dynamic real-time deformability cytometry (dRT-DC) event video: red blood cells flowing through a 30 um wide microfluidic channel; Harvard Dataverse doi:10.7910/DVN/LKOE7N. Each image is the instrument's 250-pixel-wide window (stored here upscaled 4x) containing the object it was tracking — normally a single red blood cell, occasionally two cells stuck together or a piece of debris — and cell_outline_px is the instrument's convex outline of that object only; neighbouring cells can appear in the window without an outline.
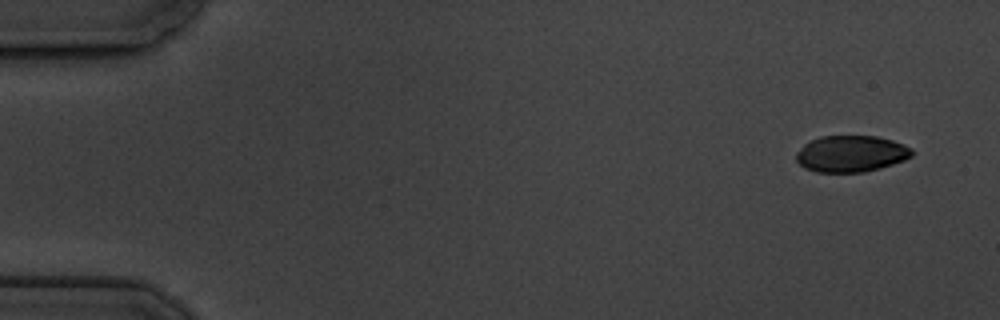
{"species": "common noctule bat (a hibernating species)", "species_latin": "Nyctalus noctula", "temperature_condition": "cold", "stored_images_in_passage": 6, "camera_frame_rate_fps": 3000, "um_per_image_px": 0.085, "animal": {"sex": "male", "body_mass_g": 19.5, "forearm_length_mm": 54.6}, "frame": {"image": 1, "passage_image": 1, "time_ms": 0.0, "image_size_px": [1000, 320], "cell_outline_px": [[912, 156], [904, 160], [880, 168], [864, 172], [816, 172], [804, 168], [796, 160], [796, 152], [804, 144], [820, 136], [876, 136], [892, 140], [904, 144], [912, 148]], "centroid_in_image_um": [72.33, 13.07], "position_along_channel_um": 12.7, "area_um2": 24.62}}
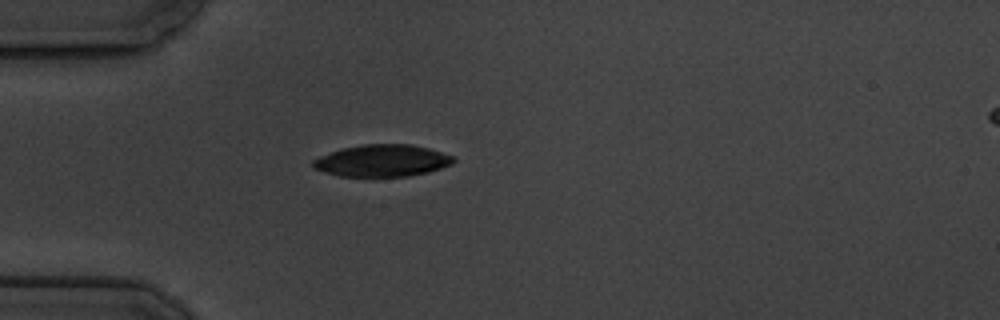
{"frame": {"image": 2, "passage_image": 5, "time_ms": 4.333, "image_size_px": [1000, 320], "cell_outline_px": [[456, 160], [452, 164], [428, 172], [408, 176], [340, 176], [324, 172], [312, 168], [312, 160], [320, 156], [340, 148], [364, 144], [412, 144], [428, 148], [456, 156]], "centroid_in_image_um": [32.49, 13.65], "position_along_channel_um": 52.5, "area_um2": 26.3}}